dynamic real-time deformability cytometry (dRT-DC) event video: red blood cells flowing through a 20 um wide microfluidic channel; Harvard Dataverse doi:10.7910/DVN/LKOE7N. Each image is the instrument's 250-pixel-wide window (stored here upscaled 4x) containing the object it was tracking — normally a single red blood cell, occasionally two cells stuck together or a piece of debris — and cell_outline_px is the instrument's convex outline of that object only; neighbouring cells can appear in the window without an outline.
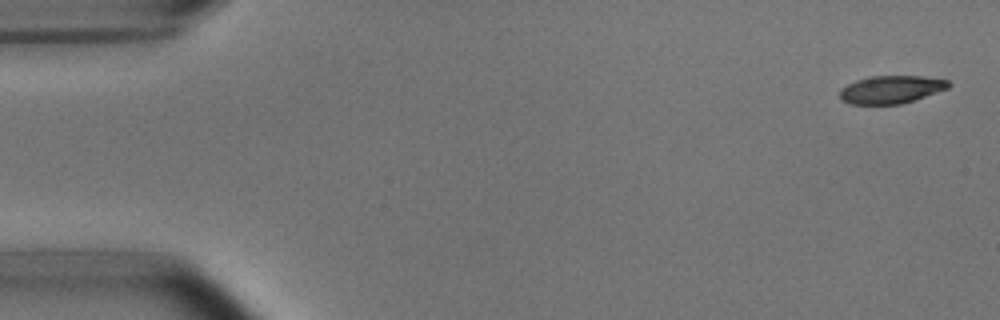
{"species": "common noctule bat (a hibernating species)", "species_latin": "Nyctalus noctula", "temperature_condition": "room temperature", "stored_images_in_passage": 5, "camera_frame_rate_fps": 3000, "um_per_image_px": 0.085, "animal": {"sex": "male", "body_mass_g": 15.6}, "frame": {"image": 1, "passage_image": 1, "time_ms": 0.0, "image_size_px": [1000, 320], "cell_outline_px": [[952, 84], [948, 88], [900, 104], [848, 104], [840, 100], [840, 88], [856, 80], [872, 76], [920, 76], [948, 80]], "centroid_in_image_um": [75.7, 7.61], "position_along_channel_um": 9.3, "area_um2": 17.51}}
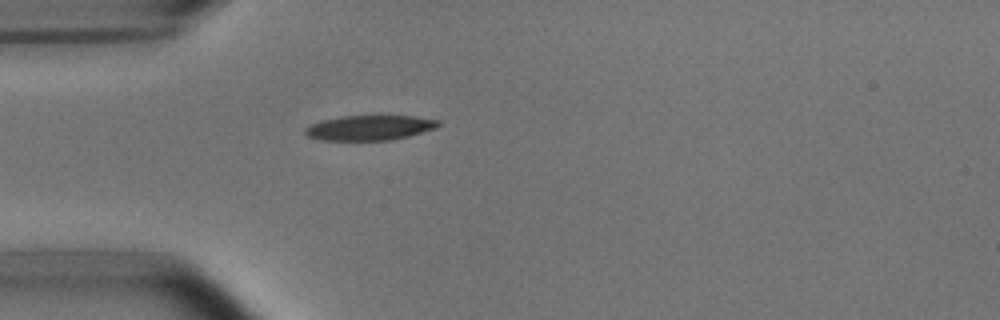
{"frame": {"image": 2, "passage_image": 5, "time_ms": 1.333, "image_size_px": [1000, 320], "cell_outline_px": [[440, 124], [436, 128], [408, 136], [392, 140], [320, 140], [308, 136], [304, 132], [304, 128], [320, 120], [344, 116], [380, 112], [412, 116], [440, 120]], "centroid_in_image_um": [31.44, 10.8], "position_along_channel_um": 53.6, "area_um2": 20.29}}